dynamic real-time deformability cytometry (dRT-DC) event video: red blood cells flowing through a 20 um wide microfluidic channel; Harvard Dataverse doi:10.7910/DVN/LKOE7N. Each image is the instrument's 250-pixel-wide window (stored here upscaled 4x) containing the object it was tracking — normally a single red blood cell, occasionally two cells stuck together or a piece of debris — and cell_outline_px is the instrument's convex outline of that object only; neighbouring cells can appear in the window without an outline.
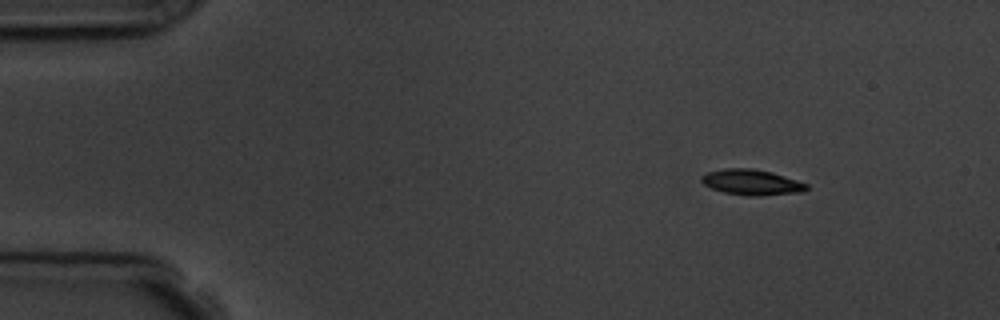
{"species": "common noctule bat (a hibernating species)", "species_latin": "Nyctalus noctula", "temperature_condition": "room temperature", "stored_images_in_passage": 5, "camera_frame_rate_fps": 3000, "um_per_image_px": 0.085, "animal": {"sex": "male", "body_mass_g": 19.5, "forearm_length_mm": 54.6}, "frame": {"image": 1, "passage_image": 1, "time_ms": 0.0, "image_size_px": [1000, 320], "cell_outline_px": [[808, 188], [804, 192], [760, 196], [748, 196], [724, 192], [712, 188], [704, 184], [700, 180], [700, 176], [708, 172], [724, 168], [752, 168], [772, 172], [808, 184]], "centroid_in_image_um": [63.89, 15.49], "position_along_channel_um": 21.1, "area_um2": 15.72}}
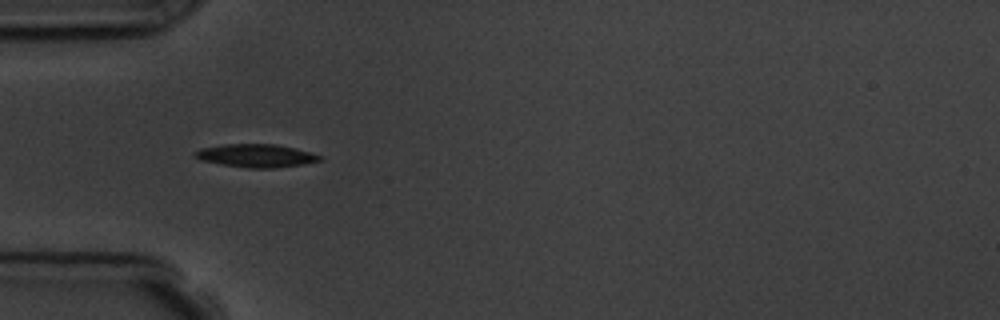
{"frame": {"image": 2, "passage_image": 4, "time_ms": 3.333, "image_size_px": [1000, 320], "cell_outline_px": [[324, 160], [304, 164], [272, 168], [248, 168], [200, 160], [192, 156], [192, 152], [200, 148], [224, 144], [276, 144], [296, 148], [312, 152], [324, 156]], "centroid_in_image_um": [21.8, 13.22], "position_along_channel_um": 63.2, "area_um2": 17.05}}